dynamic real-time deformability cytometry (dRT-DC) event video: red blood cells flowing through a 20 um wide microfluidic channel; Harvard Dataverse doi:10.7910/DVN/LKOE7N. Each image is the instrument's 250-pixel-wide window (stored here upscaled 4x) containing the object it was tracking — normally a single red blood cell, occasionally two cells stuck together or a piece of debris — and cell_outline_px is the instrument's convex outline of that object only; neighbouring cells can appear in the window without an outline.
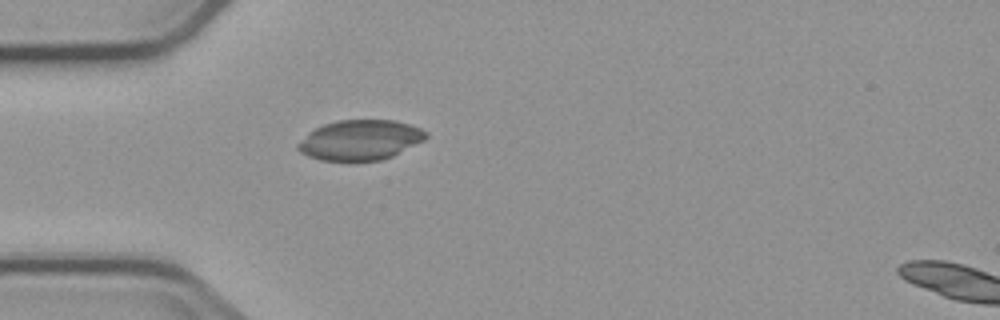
{"species": "common noctule bat (a hibernating species)", "species_latin": "Nyctalus noctula", "temperature_condition": "cold", "stored_images_in_passage": 2, "segment_of_instrument_passage": [1, 2], "camera_frame_rate_fps": 3000, "um_per_image_px": 0.085, "animal": {"sex": "male", "body_mass_g": 23.1, "forearm_length_mm": 52.7}, "frame": {"image": 1, "passage_image": 1, "time_ms": 0.0, "image_size_px": [1000, 320], "cell_outline_px": [[428, 136], [424, 140], [392, 156], [380, 160], [352, 164], [348, 164], [320, 160], [308, 156], [300, 152], [296, 148], [296, 144], [308, 132], [324, 124], [340, 120], [392, 120], [408, 124], [420, 128], [428, 132]], "centroid_in_image_um": [30.57, 11.95], "position_along_channel_um": 54.4, "area_um2": 30.63}}